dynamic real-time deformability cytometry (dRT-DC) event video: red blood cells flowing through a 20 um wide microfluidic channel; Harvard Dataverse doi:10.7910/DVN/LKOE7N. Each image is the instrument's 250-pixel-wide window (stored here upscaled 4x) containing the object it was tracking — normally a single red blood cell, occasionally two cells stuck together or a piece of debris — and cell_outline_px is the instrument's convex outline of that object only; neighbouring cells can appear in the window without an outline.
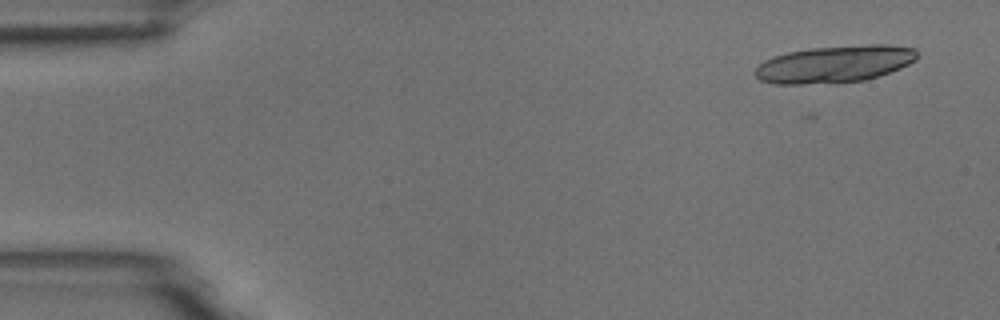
{"species": "common noctule bat (a hibernating species)", "species_latin": "Nyctalus noctula", "temperature_condition": "room temperature", "stored_images_in_passage": 7, "camera_frame_rate_fps": 3000, "um_per_image_px": 0.085, "animal": {"sex": "male", "body_mass_g": 18.8}, "frame": {"image": 1, "passage_image": 3, "time_ms": 2.0, "image_size_px": [1000, 320], "cell_outline_px": [[916, 60], [900, 68], [864, 80], [804, 84], [772, 84], [760, 80], [752, 72], [764, 60], [772, 56], [788, 52], [808, 48], [868, 44], [888, 44], [916, 48]], "centroid_in_image_um": [70.9, 5.43], "position_along_channel_um": 14.1, "area_um2": 34.97}}
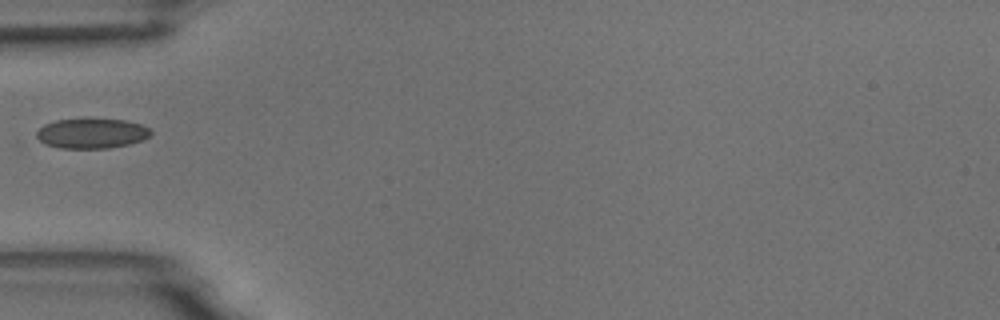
{"frame": {"image": 2, "passage_image": 7, "time_ms": 7.0, "image_size_px": [1000, 320], "cell_outline_px": [[152, 132], [144, 140], [128, 144], [108, 148], [60, 148], [44, 144], [36, 140], [36, 132], [44, 124], [56, 120], [92, 116], [124, 120], [140, 124], [152, 128]], "centroid_in_image_um": [7.77, 11.3], "position_along_channel_um": 77.2, "area_um2": 20.81}}